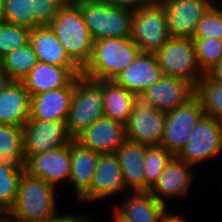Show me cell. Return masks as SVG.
I'll return each mask as SVG.
<instances>
[{
    "label": "cell",
    "mask_w": 222,
    "mask_h": 222,
    "mask_svg": "<svg viewBox=\"0 0 222 222\" xmlns=\"http://www.w3.org/2000/svg\"><path fill=\"white\" fill-rule=\"evenodd\" d=\"M195 95V87L178 77L163 75L153 86L140 96L155 109L170 112L185 104Z\"/></svg>",
    "instance_id": "obj_16"
},
{
    "label": "cell",
    "mask_w": 222,
    "mask_h": 222,
    "mask_svg": "<svg viewBox=\"0 0 222 222\" xmlns=\"http://www.w3.org/2000/svg\"><path fill=\"white\" fill-rule=\"evenodd\" d=\"M70 166V144L32 155L24 164L26 172L56 188L58 183L69 182Z\"/></svg>",
    "instance_id": "obj_14"
},
{
    "label": "cell",
    "mask_w": 222,
    "mask_h": 222,
    "mask_svg": "<svg viewBox=\"0 0 222 222\" xmlns=\"http://www.w3.org/2000/svg\"><path fill=\"white\" fill-rule=\"evenodd\" d=\"M192 167V165L187 164L177 156H173L150 193L166 206H168L167 200L170 201L172 198L176 199L177 197L180 199L188 197L191 183L195 178V172L191 169Z\"/></svg>",
    "instance_id": "obj_17"
},
{
    "label": "cell",
    "mask_w": 222,
    "mask_h": 222,
    "mask_svg": "<svg viewBox=\"0 0 222 222\" xmlns=\"http://www.w3.org/2000/svg\"><path fill=\"white\" fill-rule=\"evenodd\" d=\"M172 157L173 155L161 145H146L145 168L143 169L146 192H150L158 183L164 168Z\"/></svg>",
    "instance_id": "obj_32"
},
{
    "label": "cell",
    "mask_w": 222,
    "mask_h": 222,
    "mask_svg": "<svg viewBox=\"0 0 222 222\" xmlns=\"http://www.w3.org/2000/svg\"><path fill=\"white\" fill-rule=\"evenodd\" d=\"M146 145L127 139L115 152L129 192L145 191Z\"/></svg>",
    "instance_id": "obj_24"
},
{
    "label": "cell",
    "mask_w": 222,
    "mask_h": 222,
    "mask_svg": "<svg viewBox=\"0 0 222 222\" xmlns=\"http://www.w3.org/2000/svg\"><path fill=\"white\" fill-rule=\"evenodd\" d=\"M5 0H0V11H1V9H2V5H3V2H4Z\"/></svg>",
    "instance_id": "obj_46"
},
{
    "label": "cell",
    "mask_w": 222,
    "mask_h": 222,
    "mask_svg": "<svg viewBox=\"0 0 222 222\" xmlns=\"http://www.w3.org/2000/svg\"><path fill=\"white\" fill-rule=\"evenodd\" d=\"M13 80L9 77V75L4 71L2 64L0 62V93L6 89V87Z\"/></svg>",
    "instance_id": "obj_41"
},
{
    "label": "cell",
    "mask_w": 222,
    "mask_h": 222,
    "mask_svg": "<svg viewBox=\"0 0 222 222\" xmlns=\"http://www.w3.org/2000/svg\"><path fill=\"white\" fill-rule=\"evenodd\" d=\"M30 44L39 62L61 67H80L62 47L49 25L32 29Z\"/></svg>",
    "instance_id": "obj_25"
},
{
    "label": "cell",
    "mask_w": 222,
    "mask_h": 222,
    "mask_svg": "<svg viewBox=\"0 0 222 222\" xmlns=\"http://www.w3.org/2000/svg\"><path fill=\"white\" fill-rule=\"evenodd\" d=\"M155 56L163 75L181 78L194 87L205 75L199 66L193 39L170 36Z\"/></svg>",
    "instance_id": "obj_6"
},
{
    "label": "cell",
    "mask_w": 222,
    "mask_h": 222,
    "mask_svg": "<svg viewBox=\"0 0 222 222\" xmlns=\"http://www.w3.org/2000/svg\"><path fill=\"white\" fill-rule=\"evenodd\" d=\"M56 1L60 6L69 4L72 0H54Z\"/></svg>",
    "instance_id": "obj_45"
},
{
    "label": "cell",
    "mask_w": 222,
    "mask_h": 222,
    "mask_svg": "<svg viewBox=\"0 0 222 222\" xmlns=\"http://www.w3.org/2000/svg\"><path fill=\"white\" fill-rule=\"evenodd\" d=\"M0 222H14L11 218L9 211L6 210L0 211Z\"/></svg>",
    "instance_id": "obj_43"
},
{
    "label": "cell",
    "mask_w": 222,
    "mask_h": 222,
    "mask_svg": "<svg viewBox=\"0 0 222 222\" xmlns=\"http://www.w3.org/2000/svg\"><path fill=\"white\" fill-rule=\"evenodd\" d=\"M222 123L204 115L193 127L186 146L177 155L182 161L195 167L222 154Z\"/></svg>",
    "instance_id": "obj_9"
},
{
    "label": "cell",
    "mask_w": 222,
    "mask_h": 222,
    "mask_svg": "<svg viewBox=\"0 0 222 222\" xmlns=\"http://www.w3.org/2000/svg\"><path fill=\"white\" fill-rule=\"evenodd\" d=\"M113 213H112V219L111 222H132V221H129L128 219L122 217L113 207Z\"/></svg>",
    "instance_id": "obj_42"
},
{
    "label": "cell",
    "mask_w": 222,
    "mask_h": 222,
    "mask_svg": "<svg viewBox=\"0 0 222 222\" xmlns=\"http://www.w3.org/2000/svg\"><path fill=\"white\" fill-rule=\"evenodd\" d=\"M211 6L222 7V0H206ZM221 2V3H220Z\"/></svg>",
    "instance_id": "obj_44"
},
{
    "label": "cell",
    "mask_w": 222,
    "mask_h": 222,
    "mask_svg": "<svg viewBox=\"0 0 222 222\" xmlns=\"http://www.w3.org/2000/svg\"><path fill=\"white\" fill-rule=\"evenodd\" d=\"M49 26L68 55L83 68L91 58L94 40L78 4L72 0L61 6Z\"/></svg>",
    "instance_id": "obj_3"
},
{
    "label": "cell",
    "mask_w": 222,
    "mask_h": 222,
    "mask_svg": "<svg viewBox=\"0 0 222 222\" xmlns=\"http://www.w3.org/2000/svg\"><path fill=\"white\" fill-rule=\"evenodd\" d=\"M74 139L85 148L99 154L115 153L127 140L126 126L103 117L85 128Z\"/></svg>",
    "instance_id": "obj_15"
},
{
    "label": "cell",
    "mask_w": 222,
    "mask_h": 222,
    "mask_svg": "<svg viewBox=\"0 0 222 222\" xmlns=\"http://www.w3.org/2000/svg\"><path fill=\"white\" fill-rule=\"evenodd\" d=\"M199 66L204 74L222 60V39H193Z\"/></svg>",
    "instance_id": "obj_34"
},
{
    "label": "cell",
    "mask_w": 222,
    "mask_h": 222,
    "mask_svg": "<svg viewBox=\"0 0 222 222\" xmlns=\"http://www.w3.org/2000/svg\"><path fill=\"white\" fill-rule=\"evenodd\" d=\"M204 114L222 123V84L213 81L205 74L195 87Z\"/></svg>",
    "instance_id": "obj_28"
},
{
    "label": "cell",
    "mask_w": 222,
    "mask_h": 222,
    "mask_svg": "<svg viewBox=\"0 0 222 222\" xmlns=\"http://www.w3.org/2000/svg\"><path fill=\"white\" fill-rule=\"evenodd\" d=\"M204 115L202 104L196 95L175 110L166 112L160 145L177 156L186 146L193 127Z\"/></svg>",
    "instance_id": "obj_8"
},
{
    "label": "cell",
    "mask_w": 222,
    "mask_h": 222,
    "mask_svg": "<svg viewBox=\"0 0 222 222\" xmlns=\"http://www.w3.org/2000/svg\"><path fill=\"white\" fill-rule=\"evenodd\" d=\"M213 81L222 84V60L206 73Z\"/></svg>",
    "instance_id": "obj_40"
},
{
    "label": "cell",
    "mask_w": 222,
    "mask_h": 222,
    "mask_svg": "<svg viewBox=\"0 0 222 222\" xmlns=\"http://www.w3.org/2000/svg\"><path fill=\"white\" fill-rule=\"evenodd\" d=\"M165 125V112L154 106L141 96H136L126 126L127 139L143 145H160Z\"/></svg>",
    "instance_id": "obj_11"
},
{
    "label": "cell",
    "mask_w": 222,
    "mask_h": 222,
    "mask_svg": "<svg viewBox=\"0 0 222 222\" xmlns=\"http://www.w3.org/2000/svg\"><path fill=\"white\" fill-rule=\"evenodd\" d=\"M57 188L25 170L21 174L17 199L9 210L14 222H54L64 213L57 211Z\"/></svg>",
    "instance_id": "obj_1"
},
{
    "label": "cell",
    "mask_w": 222,
    "mask_h": 222,
    "mask_svg": "<svg viewBox=\"0 0 222 222\" xmlns=\"http://www.w3.org/2000/svg\"><path fill=\"white\" fill-rule=\"evenodd\" d=\"M0 62L13 81H21L39 61L29 42L7 54Z\"/></svg>",
    "instance_id": "obj_27"
},
{
    "label": "cell",
    "mask_w": 222,
    "mask_h": 222,
    "mask_svg": "<svg viewBox=\"0 0 222 222\" xmlns=\"http://www.w3.org/2000/svg\"><path fill=\"white\" fill-rule=\"evenodd\" d=\"M169 37L166 12L158 0L133 10L130 38L141 52L155 54Z\"/></svg>",
    "instance_id": "obj_7"
},
{
    "label": "cell",
    "mask_w": 222,
    "mask_h": 222,
    "mask_svg": "<svg viewBox=\"0 0 222 222\" xmlns=\"http://www.w3.org/2000/svg\"><path fill=\"white\" fill-rule=\"evenodd\" d=\"M71 166L69 182L77 200L90 188L98 164L99 153L85 148L75 139L70 143Z\"/></svg>",
    "instance_id": "obj_23"
},
{
    "label": "cell",
    "mask_w": 222,
    "mask_h": 222,
    "mask_svg": "<svg viewBox=\"0 0 222 222\" xmlns=\"http://www.w3.org/2000/svg\"><path fill=\"white\" fill-rule=\"evenodd\" d=\"M102 85L80 75L74 79V91L67 119L69 134L75 138L96 120L105 117Z\"/></svg>",
    "instance_id": "obj_5"
},
{
    "label": "cell",
    "mask_w": 222,
    "mask_h": 222,
    "mask_svg": "<svg viewBox=\"0 0 222 222\" xmlns=\"http://www.w3.org/2000/svg\"><path fill=\"white\" fill-rule=\"evenodd\" d=\"M74 91V80L63 88L31 96L29 119L66 121Z\"/></svg>",
    "instance_id": "obj_20"
},
{
    "label": "cell",
    "mask_w": 222,
    "mask_h": 222,
    "mask_svg": "<svg viewBox=\"0 0 222 222\" xmlns=\"http://www.w3.org/2000/svg\"><path fill=\"white\" fill-rule=\"evenodd\" d=\"M82 75L81 67H61L38 62L21 80L30 96L67 87L76 77Z\"/></svg>",
    "instance_id": "obj_18"
},
{
    "label": "cell",
    "mask_w": 222,
    "mask_h": 222,
    "mask_svg": "<svg viewBox=\"0 0 222 222\" xmlns=\"http://www.w3.org/2000/svg\"><path fill=\"white\" fill-rule=\"evenodd\" d=\"M98 82L103 87L105 117L126 125L137 95L118 85L114 80Z\"/></svg>",
    "instance_id": "obj_26"
},
{
    "label": "cell",
    "mask_w": 222,
    "mask_h": 222,
    "mask_svg": "<svg viewBox=\"0 0 222 222\" xmlns=\"http://www.w3.org/2000/svg\"><path fill=\"white\" fill-rule=\"evenodd\" d=\"M127 191L122 168L115 153L99 154L90 188L78 199L93 204Z\"/></svg>",
    "instance_id": "obj_12"
},
{
    "label": "cell",
    "mask_w": 222,
    "mask_h": 222,
    "mask_svg": "<svg viewBox=\"0 0 222 222\" xmlns=\"http://www.w3.org/2000/svg\"><path fill=\"white\" fill-rule=\"evenodd\" d=\"M125 193L126 196L119 203H115L113 208L132 222H159L161 214L169 207L159 202L150 192Z\"/></svg>",
    "instance_id": "obj_21"
},
{
    "label": "cell",
    "mask_w": 222,
    "mask_h": 222,
    "mask_svg": "<svg viewBox=\"0 0 222 222\" xmlns=\"http://www.w3.org/2000/svg\"><path fill=\"white\" fill-rule=\"evenodd\" d=\"M140 53L141 49L130 37L96 40L82 75L96 81L114 80Z\"/></svg>",
    "instance_id": "obj_2"
},
{
    "label": "cell",
    "mask_w": 222,
    "mask_h": 222,
    "mask_svg": "<svg viewBox=\"0 0 222 222\" xmlns=\"http://www.w3.org/2000/svg\"><path fill=\"white\" fill-rule=\"evenodd\" d=\"M165 9L169 36L193 39L197 24L212 7L206 0H158Z\"/></svg>",
    "instance_id": "obj_13"
},
{
    "label": "cell",
    "mask_w": 222,
    "mask_h": 222,
    "mask_svg": "<svg viewBox=\"0 0 222 222\" xmlns=\"http://www.w3.org/2000/svg\"><path fill=\"white\" fill-rule=\"evenodd\" d=\"M24 165L0 161V209L9 211L16 202Z\"/></svg>",
    "instance_id": "obj_30"
},
{
    "label": "cell",
    "mask_w": 222,
    "mask_h": 222,
    "mask_svg": "<svg viewBox=\"0 0 222 222\" xmlns=\"http://www.w3.org/2000/svg\"><path fill=\"white\" fill-rule=\"evenodd\" d=\"M0 161L25 164L22 127L0 125Z\"/></svg>",
    "instance_id": "obj_29"
},
{
    "label": "cell",
    "mask_w": 222,
    "mask_h": 222,
    "mask_svg": "<svg viewBox=\"0 0 222 222\" xmlns=\"http://www.w3.org/2000/svg\"><path fill=\"white\" fill-rule=\"evenodd\" d=\"M169 210L170 209H168V207L165 209V211L161 214L159 222H188L185 216L183 218V215H178V213L174 215V213Z\"/></svg>",
    "instance_id": "obj_39"
},
{
    "label": "cell",
    "mask_w": 222,
    "mask_h": 222,
    "mask_svg": "<svg viewBox=\"0 0 222 222\" xmlns=\"http://www.w3.org/2000/svg\"><path fill=\"white\" fill-rule=\"evenodd\" d=\"M94 41L131 36L133 10L98 0H74Z\"/></svg>",
    "instance_id": "obj_4"
},
{
    "label": "cell",
    "mask_w": 222,
    "mask_h": 222,
    "mask_svg": "<svg viewBox=\"0 0 222 222\" xmlns=\"http://www.w3.org/2000/svg\"><path fill=\"white\" fill-rule=\"evenodd\" d=\"M60 5L54 0H35V20L41 25H49L58 14Z\"/></svg>",
    "instance_id": "obj_36"
},
{
    "label": "cell",
    "mask_w": 222,
    "mask_h": 222,
    "mask_svg": "<svg viewBox=\"0 0 222 222\" xmlns=\"http://www.w3.org/2000/svg\"><path fill=\"white\" fill-rule=\"evenodd\" d=\"M163 76L154 53L141 52L138 57L114 81L140 96L145 90L153 86Z\"/></svg>",
    "instance_id": "obj_19"
},
{
    "label": "cell",
    "mask_w": 222,
    "mask_h": 222,
    "mask_svg": "<svg viewBox=\"0 0 222 222\" xmlns=\"http://www.w3.org/2000/svg\"><path fill=\"white\" fill-rule=\"evenodd\" d=\"M22 131L25 162L32 155L64 147L74 139L66 121L28 119Z\"/></svg>",
    "instance_id": "obj_10"
},
{
    "label": "cell",
    "mask_w": 222,
    "mask_h": 222,
    "mask_svg": "<svg viewBox=\"0 0 222 222\" xmlns=\"http://www.w3.org/2000/svg\"><path fill=\"white\" fill-rule=\"evenodd\" d=\"M31 30L0 20V60L30 42Z\"/></svg>",
    "instance_id": "obj_33"
},
{
    "label": "cell",
    "mask_w": 222,
    "mask_h": 222,
    "mask_svg": "<svg viewBox=\"0 0 222 222\" xmlns=\"http://www.w3.org/2000/svg\"><path fill=\"white\" fill-rule=\"evenodd\" d=\"M110 5L122 6L132 10L140 9L143 6L153 4L157 0H98Z\"/></svg>",
    "instance_id": "obj_37"
},
{
    "label": "cell",
    "mask_w": 222,
    "mask_h": 222,
    "mask_svg": "<svg viewBox=\"0 0 222 222\" xmlns=\"http://www.w3.org/2000/svg\"><path fill=\"white\" fill-rule=\"evenodd\" d=\"M89 214L90 215H86V213H85L82 216L79 214L64 213L63 216H61L58 220H56L54 222H99V220L93 214H91V213H89Z\"/></svg>",
    "instance_id": "obj_38"
},
{
    "label": "cell",
    "mask_w": 222,
    "mask_h": 222,
    "mask_svg": "<svg viewBox=\"0 0 222 222\" xmlns=\"http://www.w3.org/2000/svg\"><path fill=\"white\" fill-rule=\"evenodd\" d=\"M222 39V7L212 6L197 24L193 39Z\"/></svg>",
    "instance_id": "obj_35"
},
{
    "label": "cell",
    "mask_w": 222,
    "mask_h": 222,
    "mask_svg": "<svg viewBox=\"0 0 222 222\" xmlns=\"http://www.w3.org/2000/svg\"><path fill=\"white\" fill-rule=\"evenodd\" d=\"M31 96L21 81L0 93V125L22 127L30 117Z\"/></svg>",
    "instance_id": "obj_22"
},
{
    "label": "cell",
    "mask_w": 222,
    "mask_h": 222,
    "mask_svg": "<svg viewBox=\"0 0 222 222\" xmlns=\"http://www.w3.org/2000/svg\"><path fill=\"white\" fill-rule=\"evenodd\" d=\"M35 0H5L0 11V20L30 30L41 26L34 17Z\"/></svg>",
    "instance_id": "obj_31"
}]
</instances>
